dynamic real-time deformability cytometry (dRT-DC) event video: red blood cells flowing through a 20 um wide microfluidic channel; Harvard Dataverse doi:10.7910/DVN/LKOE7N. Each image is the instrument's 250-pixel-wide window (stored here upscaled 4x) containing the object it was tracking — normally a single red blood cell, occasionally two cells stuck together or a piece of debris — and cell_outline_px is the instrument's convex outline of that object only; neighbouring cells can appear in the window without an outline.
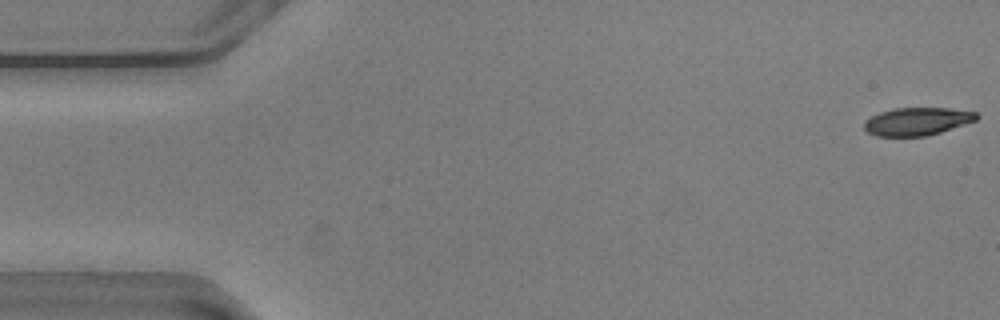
{"species": "common noctule bat (a hibernating species)", "species_latin": "Nyctalus noctula", "temperature_condition": "warm", "stored_images_in_passage": 56, "camera_frame_rate_fps": 3000, "um_per_image_px": 0.085, "animal": {"sex": "male", "body_mass_g": 20.5, "forearm_length_mm": 52.5}, "frame": {"image": 1, "passage_image": 1, "time_ms": 0.0, "image_size_px": [1000, 320], "cell_outline_px": [[980, 116], [976, 120], [940, 132], [924, 136], [876, 136], [868, 132], [864, 128], [864, 120], [880, 112], [896, 108], [948, 108], [976, 112]], "centroid_in_image_um": [77.94, 10.31], "position_along_channel_um": 7.1, "area_um2": 18.09}}
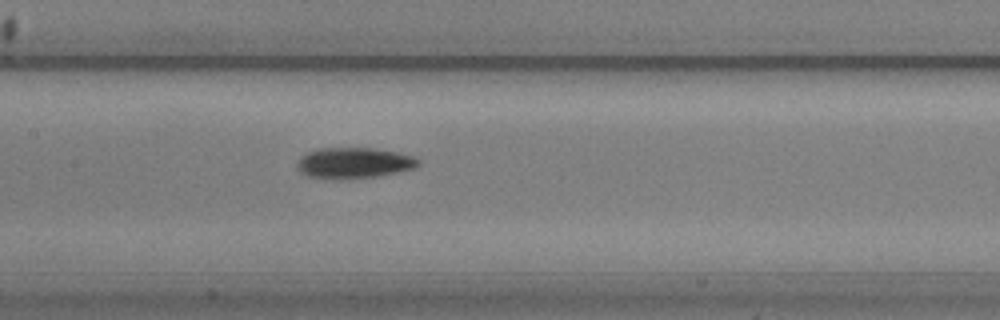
{"frame": {"image": 2, "passage_image": 26, "time_ms": 8.333, "image_size_px": [1000, 320], "cell_outline_px": [[420, 164], [416, 168], [400, 172], [380, 176], [340, 180], [336, 180], [308, 176], [300, 172], [296, 164], [308, 152], [320, 148], [372, 148], [400, 152], [412, 156], [420, 160]], "centroid_in_image_um": [30.14, 13.87], "position_along_channel_um": 177.3, "area_um2": 22.02}}
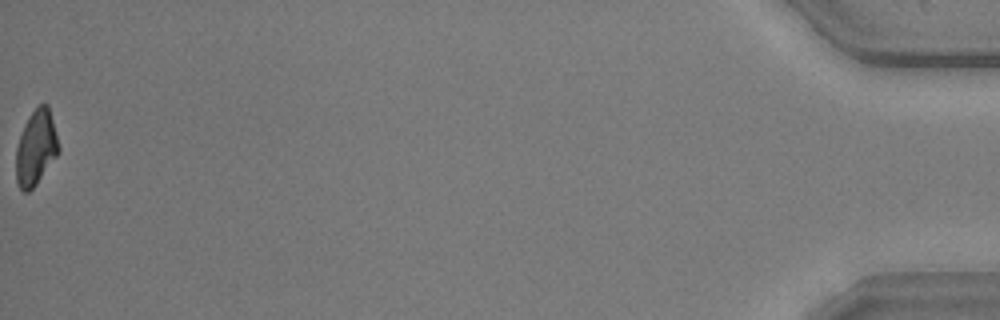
{"frame": {"image": 3, "passage_image": 56, "time_ms": 18.333, "image_size_px": [1000, 320], "cell_outline_px": [[60, 152], [36, 184], [28, 192], [24, 192], [16, 184], [16, 148], [24, 124], [28, 116], [40, 104], [48, 104], [60, 148]], "centroid_in_image_um": [3.05, 12.57], "position_along_channel_um": 432.1, "area_um2": 18.61}, "authors_computed_cell_mechanics": {"area_um2": 20.0855, "velocity_mm_per_s": 3.6138, "shape_relaxation_time_tau1_ms": 3.3645, "shape_relaxation_time_tau2_ms": 7.5837, "deformation_change_tau1": 0.117, "deformation_change_tau2": 0.134}}